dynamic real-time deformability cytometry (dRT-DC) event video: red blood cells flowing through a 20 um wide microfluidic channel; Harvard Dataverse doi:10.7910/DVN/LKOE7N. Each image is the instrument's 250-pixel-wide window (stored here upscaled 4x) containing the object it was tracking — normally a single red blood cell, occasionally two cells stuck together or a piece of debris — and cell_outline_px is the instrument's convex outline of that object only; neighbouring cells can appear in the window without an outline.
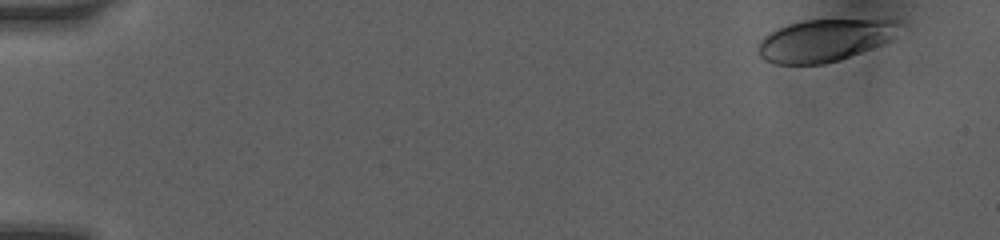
{"species": "human", "species_latin": "Homo sapiens", "temperature_condition": "room temperature", "stored_images_in_passage": 7, "camera_frame_rate_fps": 3000, "um_per_image_px": 0.085, "donor": {"sex": "female"}, "frame": {"image": 1, "passage_image": 1, "time_ms": 0.0, "image_size_px": [1000, 240], "cell_outline_px": [[896, 20], [888, 40], [880, 44], [840, 60], [824, 64], [776, 64], [764, 60], [760, 56], [756, 48], [760, 40], [764, 36], [788, 24], [804, 20]], "centroid_in_image_um": [69.92, 3.46], "position_along_channel_um": 15.1, "area_um2": 33.7}}
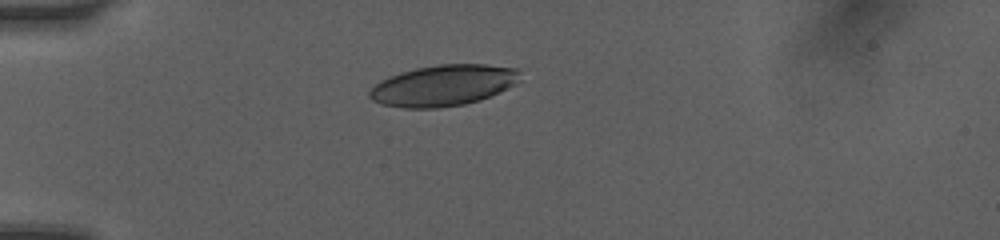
{"frame": {"image": 2, "passage_image": 5, "time_ms": 3.667, "image_size_px": [1000, 240], "cell_outline_px": [[520, 72], [516, 84], [508, 88], [480, 100], [464, 104], [440, 108], [404, 108], [380, 104], [372, 100], [368, 96], [368, 92], [380, 80], [388, 76], [400, 72], [416, 68], [440, 64], [484, 64], [516, 68]], "centroid_in_image_um": [37.65, 7.26], "position_along_channel_um": 47.4, "area_um2": 36.07}}
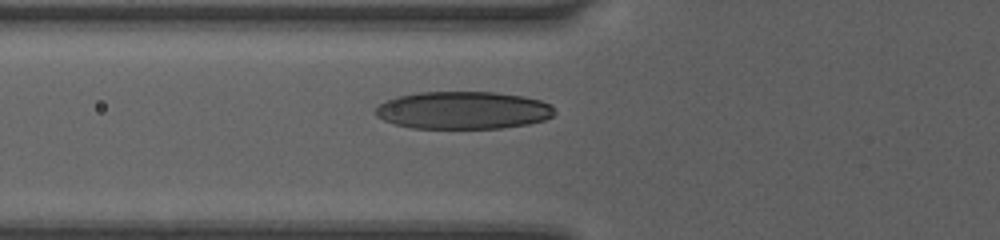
{"frame": {"image": 3, "passage_image": 7, "time_ms": 5.333, "image_size_px": [1000, 240], "cell_outline_px": [[556, 112], [552, 116], [544, 120], [528, 124], [500, 128], [412, 128], [396, 124], [384, 120], [376, 116], [376, 108], [380, 104], [388, 100], [400, 96], [420, 92], [496, 92], [524, 96], [540, 100], [552, 104]], "centroid_in_image_um": [39.42, 9.37], "position_along_channel_um": 86.4, "area_um2": 39.19}}